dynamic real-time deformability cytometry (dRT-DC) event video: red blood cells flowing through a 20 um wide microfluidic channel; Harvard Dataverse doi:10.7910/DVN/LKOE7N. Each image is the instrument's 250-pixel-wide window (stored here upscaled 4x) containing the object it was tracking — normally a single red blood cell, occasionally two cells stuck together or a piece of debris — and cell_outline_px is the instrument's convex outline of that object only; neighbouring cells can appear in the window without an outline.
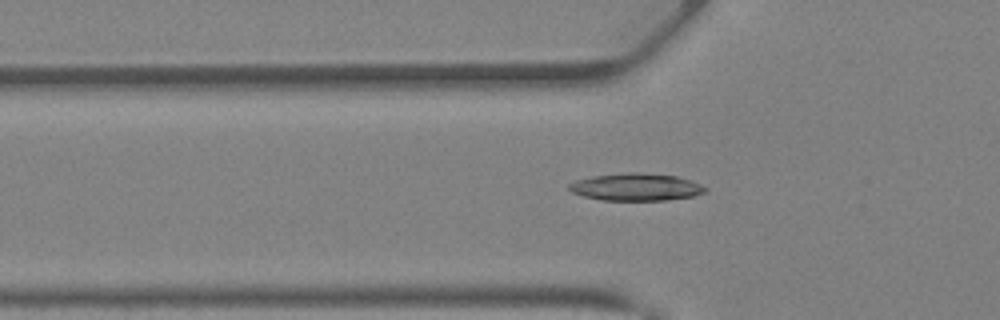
{"species": "Egyptian fruit bat (a non-hibernating species)", "species_latin": "Rousettus aegyptiacus", "temperature_condition": "warm", "stored_images_in_passage": 33, "camera_frame_rate_fps": 3000, "um_per_image_px": 0.085, "animal": {"sex": "female"}, "frame": {"image": 1, "passage_image": 5, "time_ms": 1.333, "image_size_px": [1000, 320], "cell_outline_px": [[708, 192], [692, 196], [668, 200], [600, 200], [584, 196], [572, 192], [568, 188], [568, 184], [576, 180], [592, 176], [632, 172], [676, 176], [692, 180], [708, 188]], "centroid_in_image_um": [54.09, 15.9], "position_along_channel_um": 71.7, "area_um2": 21.68}}
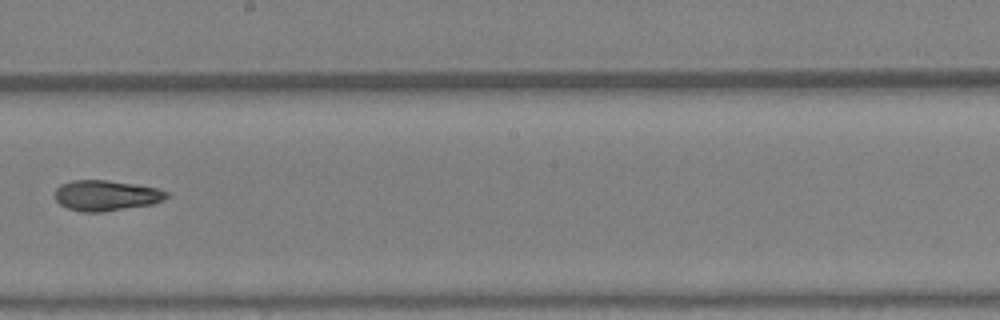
{"frame": {"image": 2, "passage_image": 15, "time_ms": 4.667, "image_size_px": [1000, 320], "cell_outline_px": [[168, 196], [164, 200], [152, 204], [100, 212], [80, 212], [68, 208], [60, 204], [56, 200], [56, 188], [60, 184], [72, 180], [104, 180], [136, 184], [156, 188], [168, 192]], "centroid_in_image_um": [9.01, 16.61], "position_along_channel_um": 239.2, "area_um2": 19.77}}
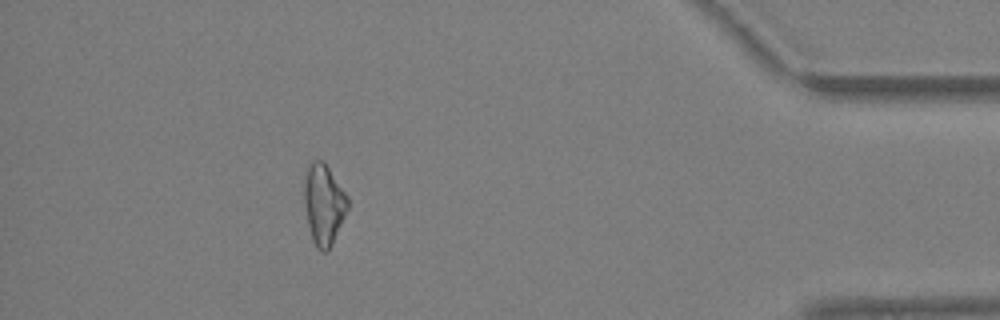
{"frame": {"image": 3, "passage_image": 28, "time_ms": 9.0, "image_size_px": [1000, 320], "cell_outline_px": [[348, 208], [332, 244], [324, 252], [320, 252], [316, 248], [312, 240], [308, 224], [304, 204], [304, 180], [308, 168], [312, 160], [324, 160], [348, 196]], "centroid_in_image_um": [27.51, 17.35], "position_along_channel_um": 407.7, "area_um2": 20.4}}